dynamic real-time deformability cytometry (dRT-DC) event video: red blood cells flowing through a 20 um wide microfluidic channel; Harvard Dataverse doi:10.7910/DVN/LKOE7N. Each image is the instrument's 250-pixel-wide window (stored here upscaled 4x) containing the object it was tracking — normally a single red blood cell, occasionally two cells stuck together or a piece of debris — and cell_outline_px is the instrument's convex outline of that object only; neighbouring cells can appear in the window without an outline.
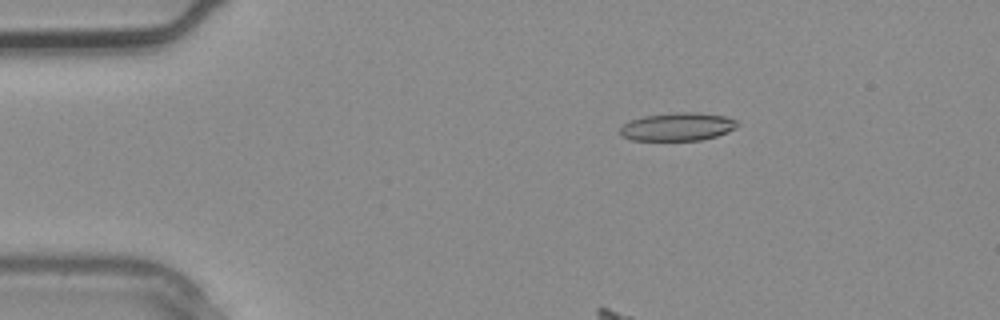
{"species": "common noctule bat (a hibernating species)", "species_latin": "Nyctalus noctula", "temperature_condition": "warm", "stored_images_in_passage": 3, "camera_frame_rate_fps": 3000, "um_per_image_px": 0.085, "animal": {"sex": "male", "body_mass_g": 20.4}, "frame": {"image": 1, "passage_image": 2, "time_ms": 0.333, "image_size_px": [1000, 320], "cell_outline_px": [[740, 124], [736, 128], [728, 132], [716, 136], [700, 140], [632, 140], [620, 136], [620, 128], [624, 124], [632, 120], [644, 116], [680, 112], [696, 112], [724, 116], [736, 120]], "centroid_in_image_um": [57.61, 10.78], "position_along_channel_um": 27.4, "area_um2": 19.13}}